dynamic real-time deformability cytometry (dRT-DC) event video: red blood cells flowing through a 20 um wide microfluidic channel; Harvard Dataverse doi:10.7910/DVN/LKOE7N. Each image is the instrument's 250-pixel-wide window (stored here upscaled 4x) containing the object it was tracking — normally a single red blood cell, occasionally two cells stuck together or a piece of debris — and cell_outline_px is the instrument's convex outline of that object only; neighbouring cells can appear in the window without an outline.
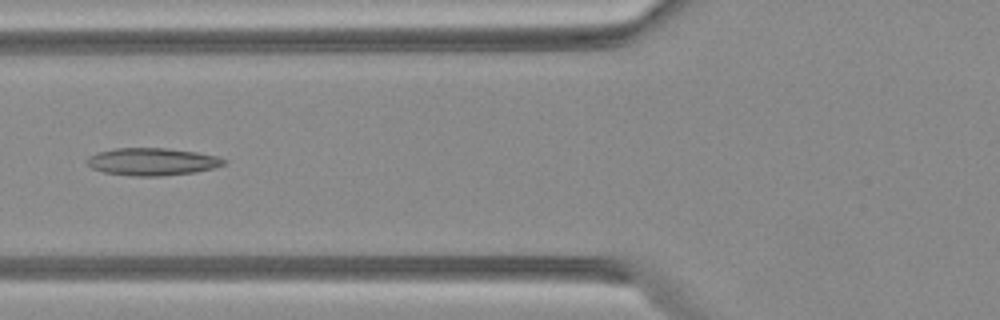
{"species": "Egyptian fruit bat (a non-hibernating species)", "species_latin": "Rousettus aegyptiacus", "temperature_condition": "warm", "stored_images_in_passage": 6, "camera_frame_rate_fps": 3000, "um_per_image_px": 0.085, "animal": {"sex": "female"}, "frame": {"image": 1, "passage_image": 6, "time_ms": 1.667, "image_size_px": [1000, 320], "cell_outline_px": [[228, 160], [224, 164], [212, 168], [192, 172], [160, 176], [136, 176], [104, 172], [92, 168], [84, 160], [88, 156], [96, 152], [116, 148], [164, 148], [196, 152], [216, 156]], "centroid_in_image_um": [12.89, 13.73], "position_along_channel_um": 112.9, "area_um2": 21.73}}